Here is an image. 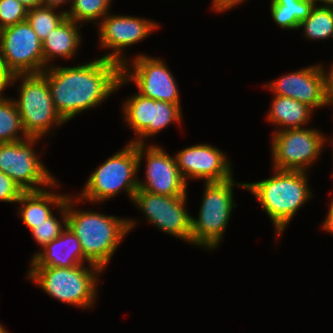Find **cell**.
I'll return each instance as SVG.
<instances>
[{"mask_svg":"<svg viewBox=\"0 0 333 333\" xmlns=\"http://www.w3.org/2000/svg\"><path fill=\"white\" fill-rule=\"evenodd\" d=\"M121 150L99 165L87 179L78 198L82 202L101 203L124 192L132 202L138 190L137 144L126 142Z\"/></svg>","mask_w":333,"mask_h":333,"instance_id":"8992f818","label":"cell"},{"mask_svg":"<svg viewBox=\"0 0 333 333\" xmlns=\"http://www.w3.org/2000/svg\"><path fill=\"white\" fill-rule=\"evenodd\" d=\"M134 83L138 93L144 97L172 104H181L180 92L176 78L164 59L138 54L128 58L122 66V77L117 90L125 84Z\"/></svg>","mask_w":333,"mask_h":333,"instance_id":"9c48e42d","label":"cell"},{"mask_svg":"<svg viewBox=\"0 0 333 333\" xmlns=\"http://www.w3.org/2000/svg\"><path fill=\"white\" fill-rule=\"evenodd\" d=\"M40 139L29 137L17 142L0 143V171L24 192L51 189L57 181L34 149Z\"/></svg>","mask_w":333,"mask_h":333,"instance_id":"30bf717a","label":"cell"},{"mask_svg":"<svg viewBox=\"0 0 333 333\" xmlns=\"http://www.w3.org/2000/svg\"><path fill=\"white\" fill-rule=\"evenodd\" d=\"M97 27L100 47L111 50V53L101 55L102 58L123 66L128 60V56L124 54L126 49L146 39L153 31L159 29L160 24L153 19L123 14L114 15L109 12L99 21Z\"/></svg>","mask_w":333,"mask_h":333,"instance_id":"5bb4252c","label":"cell"},{"mask_svg":"<svg viewBox=\"0 0 333 333\" xmlns=\"http://www.w3.org/2000/svg\"><path fill=\"white\" fill-rule=\"evenodd\" d=\"M329 65L330 67L326 70L324 65L320 63L323 75H324V86H325V99L327 106L333 107V62Z\"/></svg>","mask_w":333,"mask_h":333,"instance_id":"f546056e","label":"cell"},{"mask_svg":"<svg viewBox=\"0 0 333 333\" xmlns=\"http://www.w3.org/2000/svg\"><path fill=\"white\" fill-rule=\"evenodd\" d=\"M121 77L122 66L102 57L82 65H53L45 70L55 109L66 123L110 98Z\"/></svg>","mask_w":333,"mask_h":333,"instance_id":"6da1fadb","label":"cell"},{"mask_svg":"<svg viewBox=\"0 0 333 333\" xmlns=\"http://www.w3.org/2000/svg\"><path fill=\"white\" fill-rule=\"evenodd\" d=\"M0 333H9V331H7L6 327L3 326L0 322Z\"/></svg>","mask_w":333,"mask_h":333,"instance_id":"74e56055","label":"cell"},{"mask_svg":"<svg viewBox=\"0 0 333 333\" xmlns=\"http://www.w3.org/2000/svg\"><path fill=\"white\" fill-rule=\"evenodd\" d=\"M273 96L266 114L267 122L277 128L273 132L303 128L309 124L312 115L315 114L311 107L295 99L281 95Z\"/></svg>","mask_w":333,"mask_h":333,"instance_id":"44dd1931","label":"cell"},{"mask_svg":"<svg viewBox=\"0 0 333 333\" xmlns=\"http://www.w3.org/2000/svg\"><path fill=\"white\" fill-rule=\"evenodd\" d=\"M314 1L315 4L318 6L333 8V0H314Z\"/></svg>","mask_w":333,"mask_h":333,"instance_id":"d590c367","label":"cell"},{"mask_svg":"<svg viewBox=\"0 0 333 333\" xmlns=\"http://www.w3.org/2000/svg\"><path fill=\"white\" fill-rule=\"evenodd\" d=\"M67 3L71 5L72 0H42V6L60 9V11L61 7L65 6Z\"/></svg>","mask_w":333,"mask_h":333,"instance_id":"1f68e13d","label":"cell"},{"mask_svg":"<svg viewBox=\"0 0 333 333\" xmlns=\"http://www.w3.org/2000/svg\"><path fill=\"white\" fill-rule=\"evenodd\" d=\"M181 104H172L160 100H153L138 92L127 97L122 102V115L125 125L134 132L132 143L145 144L171 124H182ZM149 137V138H148Z\"/></svg>","mask_w":333,"mask_h":333,"instance_id":"7c38bea8","label":"cell"},{"mask_svg":"<svg viewBox=\"0 0 333 333\" xmlns=\"http://www.w3.org/2000/svg\"><path fill=\"white\" fill-rule=\"evenodd\" d=\"M331 138V139H330ZM328 137L327 135H325V146H326V144L329 142L330 144H332L333 145V137ZM331 141H329V140ZM332 151H333V146H332ZM333 153V152H332ZM333 155V154H332ZM333 159V158H332ZM332 168H333V166H332ZM333 172V171H332ZM333 175V174H332Z\"/></svg>","mask_w":333,"mask_h":333,"instance_id":"8d00e7d4","label":"cell"},{"mask_svg":"<svg viewBox=\"0 0 333 333\" xmlns=\"http://www.w3.org/2000/svg\"><path fill=\"white\" fill-rule=\"evenodd\" d=\"M203 199L197 218H191V244L196 248L215 250L223 242V236L236 208L234 187L246 190V183L235 182L233 178L223 182L204 184Z\"/></svg>","mask_w":333,"mask_h":333,"instance_id":"5b68a950","label":"cell"},{"mask_svg":"<svg viewBox=\"0 0 333 333\" xmlns=\"http://www.w3.org/2000/svg\"><path fill=\"white\" fill-rule=\"evenodd\" d=\"M59 186L62 185L56 181L51 186L53 191L46 188L39 191H26L20 195L16 202L20 204L16 210L17 215L30 231L50 217L53 209H58L65 202L68 195L60 194L53 189H57Z\"/></svg>","mask_w":333,"mask_h":333,"instance_id":"d6986e66","label":"cell"},{"mask_svg":"<svg viewBox=\"0 0 333 333\" xmlns=\"http://www.w3.org/2000/svg\"><path fill=\"white\" fill-rule=\"evenodd\" d=\"M24 191L5 173L0 171V201L16 203Z\"/></svg>","mask_w":333,"mask_h":333,"instance_id":"f1b7e54d","label":"cell"},{"mask_svg":"<svg viewBox=\"0 0 333 333\" xmlns=\"http://www.w3.org/2000/svg\"><path fill=\"white\" fill-rule=\"evenodd\" d=\"M245 1L246 0H211V10L217 13H224L239 4H243Z\"/></svg>","mask_w":333,"mask_h":333,"instance_id":"4dcf8cb0","label":"cell"},{"mask_svg":"<svg viewBox=\"0 0 333 333\" xmlns=\"http://www.w3.org/2000/svg\"><path fill=\"white\" fill-rule=\"evenodd\" d=\"M57 210L55 213L60 215L61 220L53 213L30 231L34 241L40 246L39 250L57 238L67 226V198Z\"/></svg>","mask_w":333,"mask_h":333,"instance_id":"4316f807","label":"cell"},{"mask_svg":"<svg viewBox=\"0 0 333 333\" xmlns=\"http://www.w3.org/2000/svg\"><path fill=\"white\" fill-rule=\"evenodd\" d=\"M58 10L60 9L46 6H39L27 10V21L41 41L66 18V9L61 12Z\"/></svg>","mask_w":333,"mask_h":333,"instance_id":"484cf974","label":"cell"},{"mask_svg":"<svg viewBox=\"0 0 333 333\" xmlns=\"http://www.w3.org/2000/svg\"><path fill=\"white\" fill-rule=\"evenodd\" d=\"M0 59L9 77L45 70L42 41L27 20L0 30Z\"/></svg>","mask_w":333,"mask_h":333,"instance_id":"8fae6325","label":"cell"},{"mask_svg":"<svg viewBox=\"0 0 333 333\" xmlns=\"http://www.w3.org/2000/svg\"><path fill=\"white\" fill-rule=\"evenodd\" d=\"M273 95L295 99L311 107H327L324 75L319 64L300 68L264 84Z\"/></svg>","mask_w":333,"mask_h":333,"instance_id":"e0dca14e","label":"cell"},{"mask_svg":"<svg viewBox=\"0 0 333 333\" xmlns=\"http://www.w3.org/2000/svg\"><path fill=\"white\" fill-rule=\"evenodd\" d=\"M82 27L83 24L65 18L42 41L45 70L54 65L53 61L57 57L68 61L74 58L83 40L82 33H80Z\"/></svg>","mask_w":333,"mask_h":333,"instance_id":"ffe728a7","label":"cell"},{"mask_svg":"<svg viewBox=\"0 0 333 333\" xmlns=\"http://www.w3.org/2000/svg\"><path fill=\"white\" fill-rule=\"evenodd\" d=\"M178 170L188 184L191 179L204 183L223 182L233 178V168L225 152L210 144H196L174 154Z\"/></svg>","mask_w":333,"mask_h":333,"instance_id":"2e32d148","label":"cell"},{"mask_svg":"<svg viewBox=\"0 0 333 333\" xmlns=\"http://www.w3.org/2000/svg\"><path fill=\"white\" fill-rule=\"evenodd\" d=\"M31 257L29 267L72 268L81 264H93L85 255L81 243L66 226L62 233Z\"/></svg>","mask_w":333,"mask_h":333,"instance_id":"ac0fdd59","label":"cell"},{"mask_svg":"<svg viewBox=\"0 0 333 333\" xmlns=\"http://www.w3.org/2000/svg\"><path fill=\"white\" fill-rule=\"evenodd\" d=\"M22 3L27 9L42 6V0H17Z\"/></svg>","mask_w":333,"mask_h":333,"instance_id":"e575fe53","label":"cell"},{"mask_svg":"<svg viewBox=\"0 0 333 333\" xmlns=\"http://www.w3.org/2000/svg\"><path fill=\"white\" fill-rule=\"evenodd\" d=\"M27 138L29 137L24 132L13 97L9 98L3 94L0 97V143L17 142Z\"/></svg>","mask_w":333,"mask_h":333,"instance_id":"603a6c76","label":"cell"},{"mask_svg":"<svg viewBox=\"0 0 333 333\" xmlns=\"http://www.w3.org/2000/svg\"><path fill=\"white\" fill-rule=\"evenodd\" d=\"M80 200L76 195L67 196V226L81 243L84 255L95 265L105 268L125 236L139 221L99 211L77 208Z\"/></svg>","mask_w":333,"mask_h":333,"instance_id":"7a4b0ae2","label":"cell"},{"mask_svg":"<svg viewBox=\"0 0 333 333\" xmlns=\"http://www.w3.org/2000/svg\"><path fill=\"white\" fill-rule=\"evenodd\" d=\"M188 196H163L138 189L132 199L150 224L176 239L191 244V218Z\"/></svg>","mask_w":333,"mask_h":333,"instance_id":"4fadbf2b","label":"cell"},{"mask_svg":"<svg viewBox=\"0 0 333 333\" xmlns=\"http://www.w3.org/2000/svg\"><path fill=\"white\" fill-rule=\"evenodd\" d=\"M328 211H333V196L331 197L330 205Z\"/></svg>","mask_w":333,"mask_h":333,"instance_id":"f35d334b","label":"cell"},{"mask_svg":"<svg viewBox=\"0 0 333 333\" xmlns=\"http://www.w3.org/2000/svg\"><path fill=\"white\" fill-rule=\"evenodd\" d=\"M27 10L17 0H0V30L27 20Z\"/></svg>","mask_w":333,"mask_h":333,"instance_id":"83f0119b","label":"cell"},{"mask_svg":"<svg viewBox=\"0 0 333 333\" xmlns=\"http://www.w3.org/2000/svg\"><path fill=\"white\" fill-rule=\"evenodd\" d=\"M304 38L315 40H327L333 38V8L315 5L310 15L300 23Z\"/></svg>","mask_w":333,"mask_h":333,"instance_id":"cb8c5ba5","label":"cell"},{"mask_svg":"<svg viewBox=\"0 0 333 333\" xmlns=\"http://www.w3.org/2000/svg\"><path fill=\"white\" fill-rule=\"evenodd\" d=\"M272 134L270 152L274 169L308 172L323 153L325 134L314 127L281 130Z\"/></svg>","mask_w":333,"mask_h":333,"instance_id":"ba28073f","label":"cell"},{"mask_svg":"<svg viewBox=\"0 0 333 333\" xmlns=\"http://www.w3.org/2000/svg\"><path fill=\"white\" fill-rule=\"evenodd\" d=\"M315 5L314 0H271L270 12L276 25L292 31L299 29Z\"/></svg>","mask_w":333,"mask_h":333,"instance_id":"7402d4cb","label":"cell"},{"mask_svg":"<svg viewBox=\"0 0 333 333\" xmlns=\"http://www.w3.org/2000/svg\"><path fill=\"white\" fill-rule=\"evenodd\" d=\"M87 265L72 268L29 267L26 278L63 304L91 309L95 307L98 283L104 270L95 264Z\"/></svg>","mask_w":333,"mask_h":333,"instance_id":"277c9868","label":"cell"},{"mask_svg":"<svg viewBox=\"0 0 333 333\" xmlns=\"http://www.w3.org/2000/svg\"><path fill=\"white\" fill-rule=\"evenodd\" d=\"M18 81L21 82L17 87L19 97L13 99L21 116L24 132L31 138L47 137L50 131L54 135V131L66 122L55 109L50 88L45 79V70L37 74L11 76L8 87L16 85Z\"/></svg>","mask_w":333,"mask_h":333,"instance_id":"52a82bcc","label":"cell"},{"mask_svg":"<svg viewBox=\"0 0 333 333\" xmlns=\"http://www.w3.org/2000/svg\"><path fill=\"white\" fill-rule=\"evenodd\" d=\"M113 0H72L69 10H65L66 18L77 23L93 22L98 24L111 10Z\"/></svg>","mask_w":333,"mask_h":333,"instance_id":"d4e9b609","label":"cell"},{"mask_svg":"<svg viewBox=\"0 0 333 333\" xmlns=\"http://www.w3.org/2000/svg\"><path fill=\"white\" fill-rule=\"evenodd\" d=\"M9 76L5 73L0 59V97L4 94L3 91L8 87Z\"/></svg>","mask_w":333,"mask_h":333,"instance_id":"836d02e7","label":"cell"},{"mask_svg":"<svg viewBox=\"0 0 333 333\" xmlns=\"http://www.w3.org/2000/svg\"><path fill=\"white\" fill-rule=\"evenodd\" d=\"M138 170L145 161V175L138 179V189L163 196H187V183L176 160L158 144H137ZM145 159V160H144Z\"/></svg>","mask_w":333,"mask_h":333,"instance_id":"9a60e30c","label":"cell"},{"mask_svg":"<svg viewBox=\"0 0 333 333\" xmlns=\"http://www.w3.org/2000/svg\"><path fill=\"white\" fill-rule=\"evenodd\" d=\"M321 228L328 234L333 235V211H328L326 219L323 220Z\"/></svg>","mask_w":333,"mask_h":333,"instance_id":"d6a6232c","label":"cell"},{"mask_svg":"<svg viewBox=\"0 0 333 333\" xmlns=\"http://www.w3.org/2000/svg\"><path fill=\"white\" fill-rule=\"evenodd\" d=\"M272 171L274 175L267 179L246 183V190L253 194L271 219L278 238L298 210L313 197V191L309 187L308 172L274 168Z\"/></svg>","mask_w":333,"mask_h":333,"instance_id":"3957f363","label":"cell"}]
</instances>
